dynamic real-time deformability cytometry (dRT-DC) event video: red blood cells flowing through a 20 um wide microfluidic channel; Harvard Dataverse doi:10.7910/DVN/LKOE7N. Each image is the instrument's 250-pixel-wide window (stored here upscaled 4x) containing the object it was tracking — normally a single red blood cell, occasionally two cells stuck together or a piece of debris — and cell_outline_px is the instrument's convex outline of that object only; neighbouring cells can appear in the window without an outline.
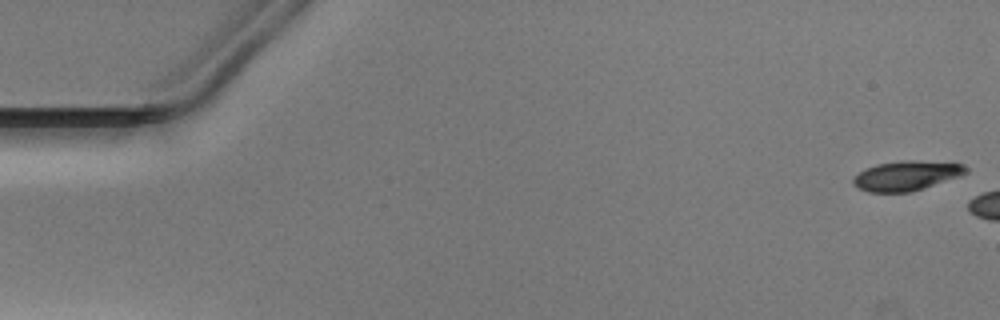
{"species": "Egyptian fruit bat (a non-hibernating species)", "species_latin": "Rousettus aegyptiacus", "temperature_condition": "warm", "stored_images_in_passage": 5, "camera_frame_rate_fps": 3000, "um_per_image_px": 0.085, "animal": {"sex": "male"}, "frame": {"image": 1, "passage_image": 1, "time_ms": 0.0, "image_size_px": [1000, 320], "cell_outline_px": [[968, 172], [960, 176], [912, 192], [868, 192], [856, 188], [852, 184], [852, 180], [860, 172], [876, 164], [900, 160], [952, 160], [964, 164], [968, 168]], "centroid_in_image_um": [77.13, 14.9], "position_along_channel_um": 7.9, "area_um2": 20.11}}